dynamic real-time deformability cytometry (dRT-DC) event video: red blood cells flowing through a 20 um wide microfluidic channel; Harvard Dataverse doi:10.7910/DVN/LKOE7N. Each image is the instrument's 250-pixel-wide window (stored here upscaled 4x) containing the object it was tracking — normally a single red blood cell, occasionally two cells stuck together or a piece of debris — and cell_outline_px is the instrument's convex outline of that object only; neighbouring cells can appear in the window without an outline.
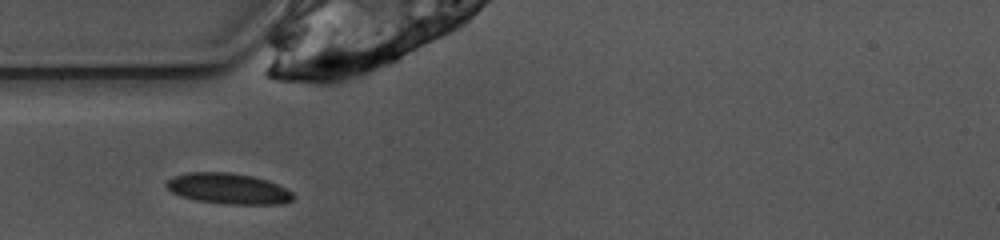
{"species": "common noctule bat (a hibernating species)", "species_latin": "Nyctalus noctula", "temperature_condition": "warm", "stored_images_in_passage": 25, "camera_frame_rate_fps": 3000, "um_per_image_px": 0.085, "animal": {"sex": "female", "body_mass_g": 10.0, "forearm_length_mm": 53.1}, "frame": {"image": 1, "passage_image": 1, "time_ms": 0.0, "image_size_px": [1000, 240], "cell_outline_px": [[296, 196], [292, 200], [284, 204], [228, 204], [196, 200], [180, 196], [172, 192], [164, 184], [168, 180], [176, 176], [188, 172], [228, 172], [252, 176], [268, 180], [292, 192]], "centroid_in_image_um": [19.42, 16.04], "position_along_channel_um": 65.6, "area_um2": 22.66}}
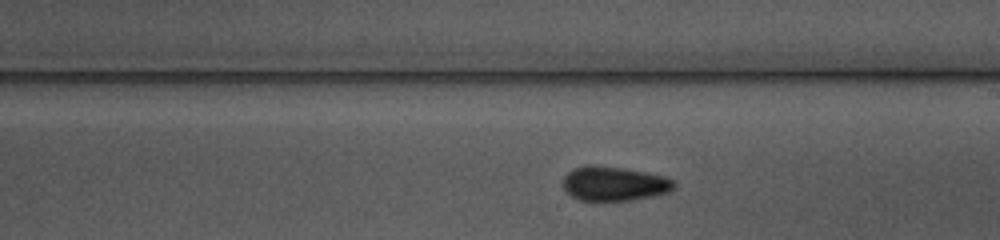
{"frame": {"image": 2, "passage_image": 14, "time_ms": 4.333, "image_size_px": [1000, 240], "cell_outline_px": [[676, 188], [668, 192], [652, 196], [632, 200], [576, 200], [560, 184], [564, 176], [572, 168], [588, 164], [596, 164], [644, 172], [664, 176], [676, 180]], "centroid_in_image_um": [52.18, 15.6], "position_along_channel_um": 236.8, "area_um2": 22.48}}
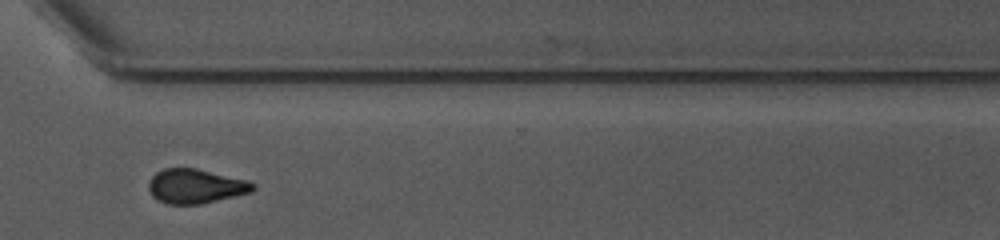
{"frame": {"image": 3, "passage_image": 23, "time_ms": 7.333, "image_size_px": [1000, 240], "cell_outline_px": [[256, 188], [252, 192], [200, 204], [168, 204], [156, 200], [152, 196], [148, 188], [148, 180], [156, 172], [164, 168], [196, 168], [248, 180], [256, 184]], "centroid_in_image_um": [16.61, 15.82], "position_along_channel_um": 354.0, "area_um2": 21.1}, "authors_computed_cell_mechanics": {"area_um2": 21.9062, "velocity_mm_per_s": 3.9139, "shape_relaxation_time_tau1_ms": 4.8083, "shape_relaxation_time_tau2_ms": 2.4519, "deformation_change_tau1": 0.1327, "deformation_change_tau2": 0.079}}